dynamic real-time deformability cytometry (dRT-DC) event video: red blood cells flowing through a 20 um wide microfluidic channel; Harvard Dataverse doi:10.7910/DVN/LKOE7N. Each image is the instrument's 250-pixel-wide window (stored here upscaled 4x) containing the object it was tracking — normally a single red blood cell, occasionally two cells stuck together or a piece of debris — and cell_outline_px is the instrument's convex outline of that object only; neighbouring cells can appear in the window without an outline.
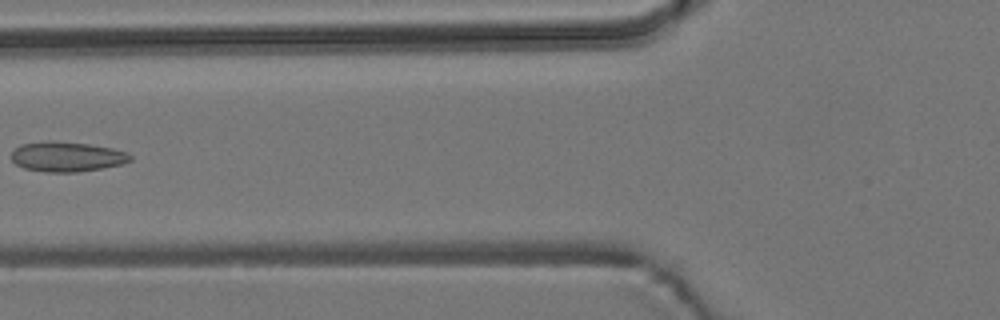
{"species": "common noctule bat (a hibernating species)", "species_latin": "Nyctalus noctula", "temperature_condition": "room temperature", "stored_images_in_passage": 5, "camera_frame_rate_fps": 3000, "um_per_image_px": 0.085, "animal": {"sex": "male", "body_mass_g": 19.2, "forearm_length_mm": 51.8}, "frame": {"image": 1, "passage_image": 4, "time_ms": 3.667, "image_size_px": [1000, 320], "cell_outline_px": [[132, 160], [120, 164], [100, 168], [76, 172], [44, 172], [24, 168], [16, 164], [12, 160], [12, 152], [20, 144], [48, 140], [52, 140], [88, 144], [112, 148], [128, 152], [132, 156]], "centroid_in_image_um": [5.67, 13.31], "position_along_channel_um": 120.1, "area_um2": 20.75}}
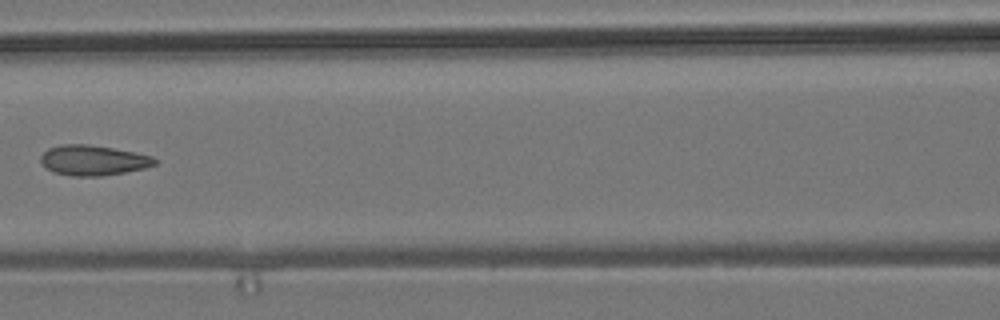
{"frame": {"image": 2, "passage_image": 5, "time_ms": 4.667, "image_size_px": [1000, 320], "cell_outline_px": [[156, 164], [144, 168], [124, 172], [100, 176], [72, 176], [56, 172], [48, 168], [40, 160], [40, 156], [48, 148], [64, 144], [88, 144], [112, 148], [152, 156], [156, 160]], "centroid_in_image_um": [7.91, 13.62], "position_along_channel_um": 158.7, "area_um2": 19.71}}